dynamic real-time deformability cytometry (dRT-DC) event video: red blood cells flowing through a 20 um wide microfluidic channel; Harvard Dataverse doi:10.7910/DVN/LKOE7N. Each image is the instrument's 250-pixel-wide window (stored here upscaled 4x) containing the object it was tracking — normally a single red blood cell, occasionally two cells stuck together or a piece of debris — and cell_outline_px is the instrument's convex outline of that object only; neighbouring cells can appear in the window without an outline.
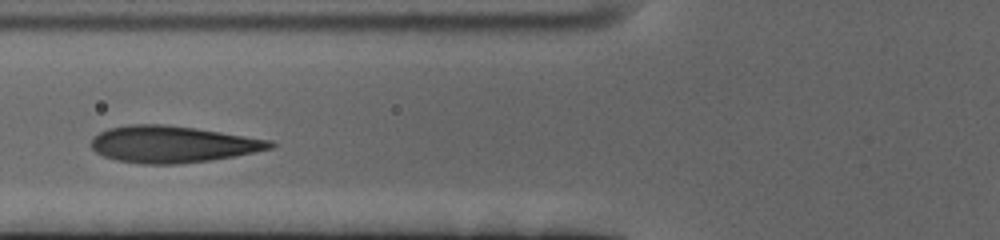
{"species": "human", "species_latin": "Homo sapiens", "temperature_condition": "cold", "stored_images_in_passage": 15, "camera_frame_rate_fps": 3000, "um_per_image_px": 0.085, "donor": {"sex": "female"}, "frame": {"image": 1, "passage_image": 5, "time_ms": 1.333, "image_size_px": [1000, 240], "cell_outline_px": [[276, 144], [272, 148], [256, 152], [208, 160], [176, 164], [140, 164], [116, 160], [104, 156], [96, 152], [88, 144], [92, 136], [108, 128], [128, 124], [164, 124], [196, 128], [272, 140]], "centroid_in_image_um": [14.61, 12.25], "position_along_channel_um": 111.2, "area_um2": 38.44}}
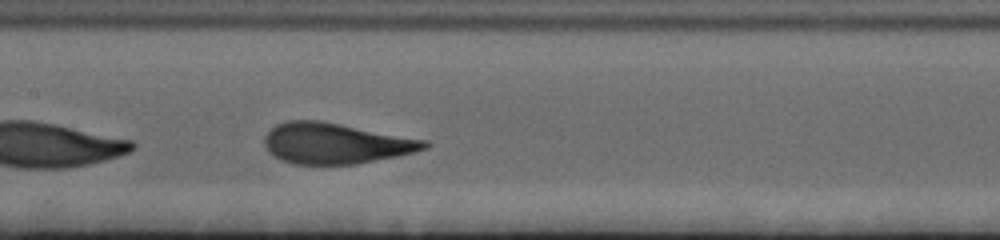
{"frame": {"image": 2, "passage_image": 11, "time_ms": 3.333, "image_size_px": [1000, 240], "cell_outline_px": [[432, 144], [428, 148], [396, 156], [356, 164], [292, 164], [280, 160], [272, 156], [268, 152], [264, 144], [264, 136], [276, 124], [288, 120], [320, 120], [428, 140]], "centroid_in_image_um": [28.5, 12.18], "position_along_channel_um": 178.9, "area_um2": 38.21}}